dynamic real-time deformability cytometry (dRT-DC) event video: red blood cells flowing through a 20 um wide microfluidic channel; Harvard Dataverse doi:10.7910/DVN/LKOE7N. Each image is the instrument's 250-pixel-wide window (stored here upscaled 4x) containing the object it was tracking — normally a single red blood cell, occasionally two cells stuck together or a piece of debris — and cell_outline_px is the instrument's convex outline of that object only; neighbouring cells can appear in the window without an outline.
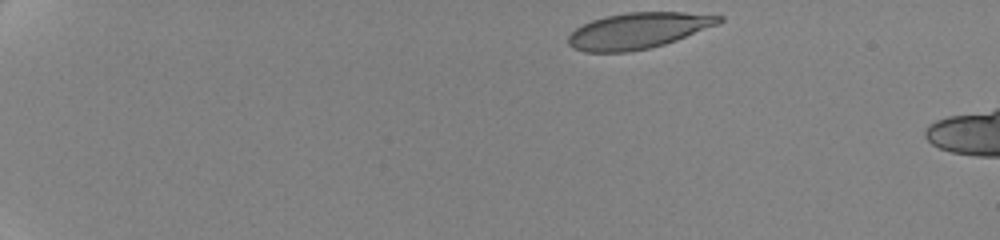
{"species": "human", "species_latin": "Homo sapiens", "temperature_condition": "cold", "stored_images_in_passage": 4, "camera_frame_rate_fps": 3000, "um_per_image_px": 0.085, "donor": {"sex": "female"}, "frame": {"image": 1, "passage_image": 1, "time_ms": 0.0, "image_size_px": [1000, 240], "cell_outline_px": [[724, 20], [716, 24], [676, 40], [664, 44], [648, 48], [628, 52], [584, 52], [572, 48], [568, 44], [568, 36], [576, 28], [592, 20], [604, 16], [628, 12], [684, 12], [724, 16]], "centroid_in_image_um": [54.2, 2.6], "position_along_channel_um": 30.8, "area_um2": 31.39}}